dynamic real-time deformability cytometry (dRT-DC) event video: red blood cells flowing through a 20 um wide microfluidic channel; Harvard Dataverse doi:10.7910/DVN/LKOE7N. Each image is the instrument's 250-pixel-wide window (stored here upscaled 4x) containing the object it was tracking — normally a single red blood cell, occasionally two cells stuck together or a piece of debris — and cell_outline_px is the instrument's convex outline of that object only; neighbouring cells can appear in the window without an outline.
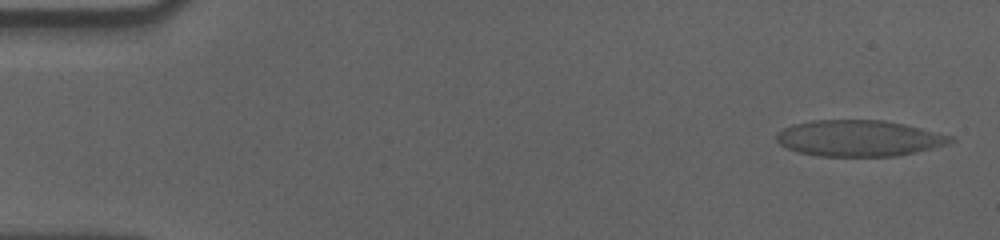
{"species": "human", "species_latin": "Homo sapiens", "temperature_condition": "cold", "stored_images_in_passage": 56, "camera_frame_rate_fps": 3000, "um_per_image_px": 0.085, "donor": {"sex": "male"}, "frame": {"image": 1, "passage_image": 2, "time_ms": 0.333, "image_size_px": [1000, 240], "cell_outline_px": [[956, 140], [948, 144], [916, 152], [896, 156], [820, 156], [800, 152], [784, 148], [776, 140], [776, 132], [792, 124], [812, 120], [884, 120], [904, 124], [952, 136]], "centroid_in_image_um": [72.98, 11.75], "position_along_channel_um": 12.0, "area_um2": 36.7}}
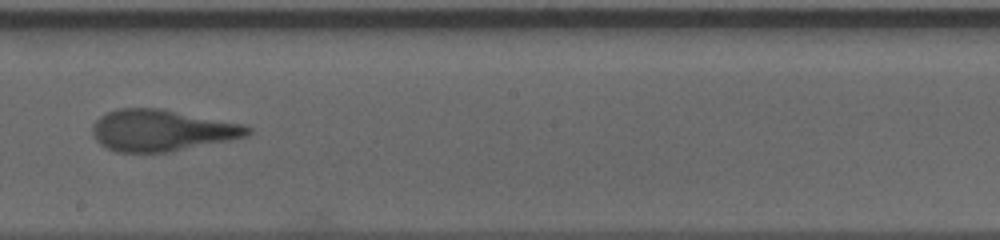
{"frame": {"image": 2, "passage_image": 32, "time_ms": 10.333, "image_size_px": [1000, 240], "cell_outline_px": [[252, 132], [248, 136], [232, 140], [168, 152], [116, 152], [100, 144], [92, 136], [92, 124], [100, 116], [108, 112], [120, 108], [160, 108], [244, 124], [252, 128]], "centroid_in_image_um": [13.76, 11.08], "position_along_channel_um": 234.4, "area_um2": 37.69}}
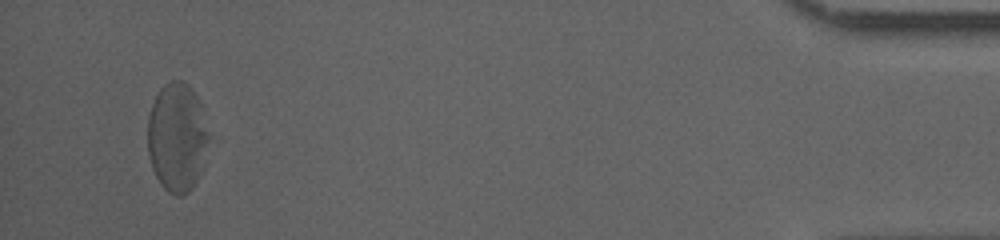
{"frame": {"image": 3, "passage_image": 54, "time_ms": 17.667, "image_size_px": [1000, 240], "cell_outline_px": [[208, 140], [200, 172], [192, 188], [184, 196], [176, 196], [168, 192], [160, 184], [152, 168], [148, 156], [148, 116], [152, 104], [160, 88], [164, 84], [172, 80], [184, 80], [192, 88], [200, 104], [208, 136]], "centroid_in_image_um": [15.02, 11.67], "position_along_channel_um": 420.2, "area_um2": 38.55}, "authors_computed_cell_mechanics": {"area_um2": 38.0324, "velocity_mm_per_s": 3.5454, "shape_relaxation_time_tau1_ms": 7.391, "shape_relaxation_time_tau2_ms": 1.4357, "deformation_change_tau1": 0.2362, "deformation_change_tau2": 0.0825}}